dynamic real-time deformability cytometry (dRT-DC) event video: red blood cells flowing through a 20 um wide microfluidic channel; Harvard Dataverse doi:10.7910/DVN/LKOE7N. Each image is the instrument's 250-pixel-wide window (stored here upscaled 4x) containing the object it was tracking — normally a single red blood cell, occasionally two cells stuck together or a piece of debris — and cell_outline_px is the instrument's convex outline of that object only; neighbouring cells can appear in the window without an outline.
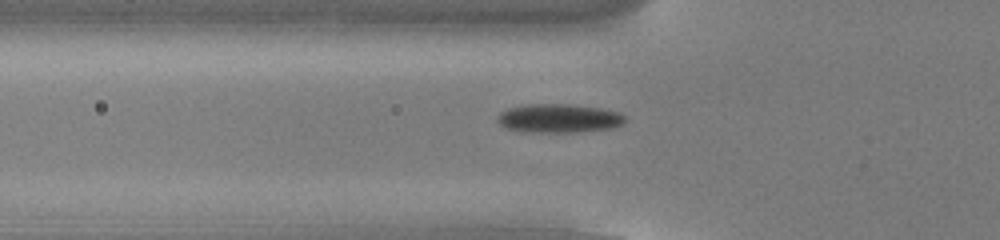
{"species": "common noctule bat (a hibernating species)", "species_latin": "Nyctalus noctula", "temperature_condition": "cold", "stored_images_in_passage": 44, "camera_frame_rate_fps": 3000, "um_per_image_px": 0.085, "animal": {"sex": "male", "body_mass_g": 13.0, "forearm_length_mm": 53.1}, "frame": {"image": 1, "passage_image": 9, "time_ms": 2.667, "image_size_px": [1000, 240], "cell_outline_px": [[624, 120], [620, 124], [612, 128], [572, 132], [536, 132], [508, 128], [500, 124], [496, 120], [496, 116], [500, 112], [508, 108], [528, 104], [572, 104], [600, 108], [620, 112], [624, 116]], "centroid_in_image_um": [47.48, 10.04], "position_along_channel_um": 78.3, "area_um2": 21.15}}
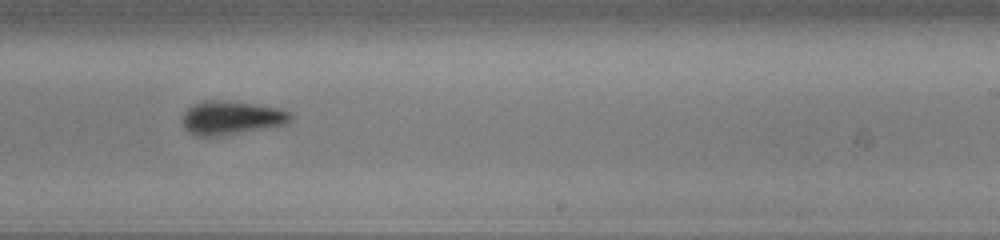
{"frame": {"image": 2, "passage_image": 24, "time_ms": 7.667, "image_size_px": [1000, 240], "cell_outline_px": [[292, 116], [284, 124], [224, 136], [196, 136], [188, 132], [184, 128], [180, 120], [180, 116], [192, 104], [204, 100], [220, 100], [252, 104], [276, 108], [288, 112]], "centroid_in_image_um": [19.53, 10.02], "position_along_channel_um": 269.5, "area_um2": 21.15}}
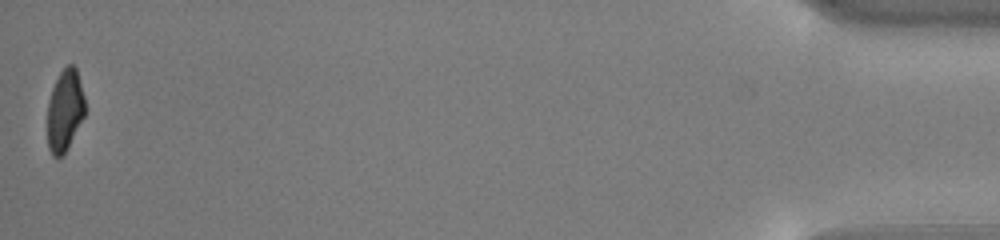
{"frame": {"image": 3, "passage_image": 44, "time_ms": 14.333, "image_size_px": [1000, 240], "cell_outline_px": [[84, 116], [64, 156], [52, 156], [48, 148], [48, 100], [52, 88], [60, 72], [68, 64], [72, 64], [76, 68], [84, 96]], "centroid_in_image_um": [5.5, 9.4], "position_along_channel_um": 429.7, "area_um2": 17.8}, "authors_computed_cell_mechanics": {"area_um2": 20.2878, "velocity_mm_per_s": 3.8207, "shape_relaxation_time_tau1_ms": 4.0566, "shape_relaxation_time_tau2_ms": null, "deformation_change_tau1": 0.1427, "deformation_change_tau2": null}}